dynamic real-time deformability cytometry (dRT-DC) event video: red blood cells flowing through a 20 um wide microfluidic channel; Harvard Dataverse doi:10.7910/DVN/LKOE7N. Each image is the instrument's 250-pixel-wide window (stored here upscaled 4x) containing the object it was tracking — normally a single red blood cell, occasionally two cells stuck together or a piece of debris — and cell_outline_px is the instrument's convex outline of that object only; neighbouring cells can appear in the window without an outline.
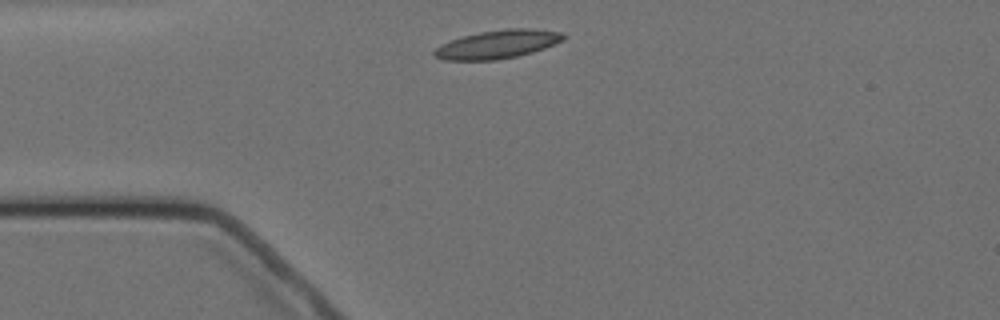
{"species": "Egyptian fruit bat (a non-hibernating species)", "species_latin": "Rousettus aegyptiacus", "temperature_condition": "cold", "stored_images_in_passage": 4, "camera_frame_rate_fps": 3000, "um_per_image_px": 0.085, "animal": {"sex": "female"}, "frame": {"image": 1, "passage_image": 1, "time_ms": 0.0, "image_size_px": [1000, 320], "cell_outline_px": [[568, 36], [564, 40], [544, 48], [532, 52], [516, 56], [496, 60], [444, 60], [436, 56], [432, 52], [440, 44], [464, 36], [480, 32], [508, 28], [528, 28], [560, 32]], "centroid_in_image_um": [42.31, 3.76], "position_along_channel_um": 42.7, "area_um2": 21.21}}
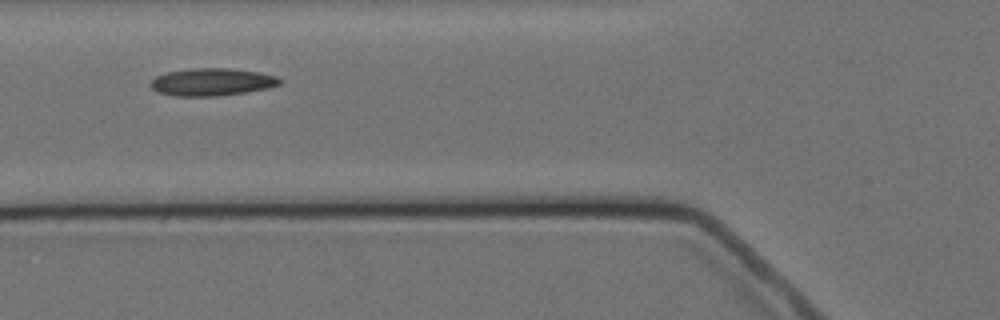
{"frame": {"image": 2, "passage_image": 3, "time_ms": 2.333, "image_size_px": [1000, 320], "cell_outline_px": [[280, 84], [268, 88], [220, 96], [176, 96], [156, 92], [152, 88], [152, 80], [156, 76], [168, 72], [192, 68], [228, 68], [260, 72], [276, 76], [280, 80]], "centroid_in_image_um": [18.01, 6.97], "position_along_channel_um": 107.8, "area_um2": 20.58}}
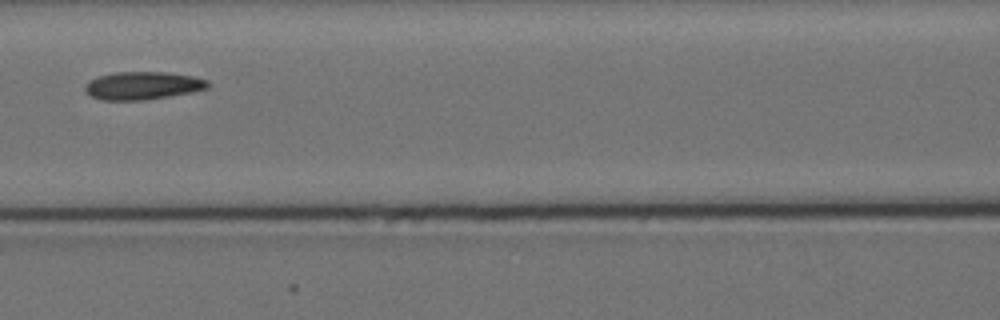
{"frame": {"image": 3, "passage_image": 4, "time_ms": 3.667, "image_size_px": [1000, 320], "cell_outline_px": [[208, 88], [148, 100], [100, 100], [92, 96], [84, 88], [92, 80], [100, 76], [112, 72], [168, 72], [192, 76], [208, 80]], "centroid_in_image_um": [12.14, 7.27], "position_along_channel_um": 154.5, "area_um2": 19.65}}